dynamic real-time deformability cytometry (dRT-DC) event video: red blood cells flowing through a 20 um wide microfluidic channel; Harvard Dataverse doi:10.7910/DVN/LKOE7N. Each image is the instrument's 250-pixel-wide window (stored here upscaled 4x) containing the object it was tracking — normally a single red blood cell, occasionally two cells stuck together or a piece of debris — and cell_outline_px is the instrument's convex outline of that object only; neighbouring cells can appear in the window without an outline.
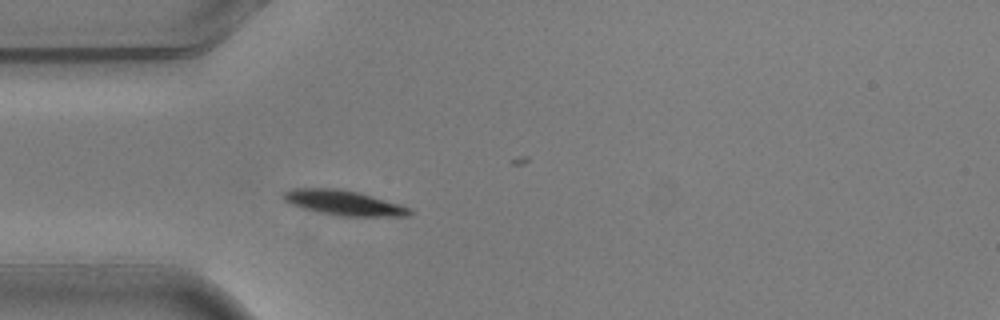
{"species": "common noctule bat (a hibernating species)", "species_latin": "Nyctalus noctula", "temperature_condition": "warm", "stored_images_in_passage": 1, "camera_frame_rate_fps": 3000, "um_per_image_px": 0.085, "animal": {"sex": "male", "body_mass_g": 20.5, "forearm_length_mm": 52.5}, "frame": {"image": 1, "passage_image": 1, "time_ms": 0.0, "image_size_px": [1000, 320], "cell_outline_px": [[412, 216], [340, 216], [320, 212], [304, 208], [292, 204], [284, 200], [280, 196], [284, 192], [292, 188], [336, 188], [356, 192], [372, 196], [400, 204], [412, 208]], "centroid_in_image_um": [29.23, 17.24], "position_along_channel_um": 55.8, "area_um2": 18.26}}